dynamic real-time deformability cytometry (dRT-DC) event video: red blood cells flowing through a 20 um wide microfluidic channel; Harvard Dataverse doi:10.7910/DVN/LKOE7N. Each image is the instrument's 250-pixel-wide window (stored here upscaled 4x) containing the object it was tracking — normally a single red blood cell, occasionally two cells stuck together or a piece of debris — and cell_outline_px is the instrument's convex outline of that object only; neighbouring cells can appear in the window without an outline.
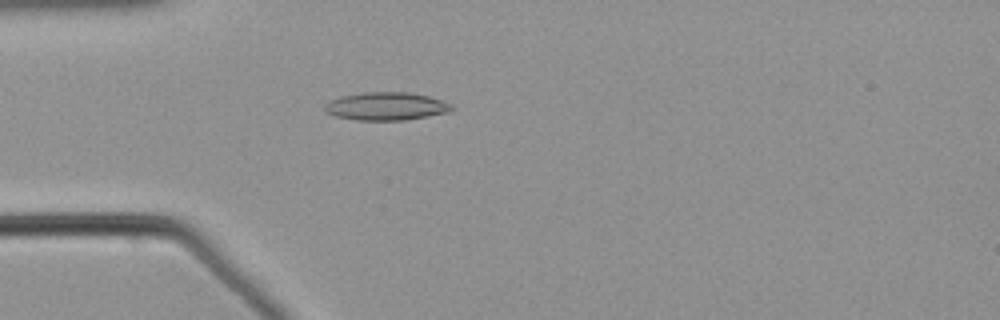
{"species": "common noctule bat (a hibernating species)", "species_latin": "Nyctalus noctula", "temperature_condition": "warm", "stored_images_in_passage": 44, "camera_frame_rate_fps": 3000, "um_per_image_px": 0.085, "animal": {"sex": "male", "body_mass_g": 21.5, "forearm_length_mm": 52.0}, "frame": {"image": 1, "passage_image": 5, "time_ms": 1.333, "image_size_px": [1000, 320], "cell_outline_px": [[456, 108], [452, 112], [404, 120], [356, 120], [336, 116], [324, 112], [324, 104], [340, 96], [364, 92], [408, 92], [428, 96], [452, 104]], "centroid_in_image_um": [32.85, 9.03], "position_along_channel_um": 52.2, "area_um2": 20.87}}
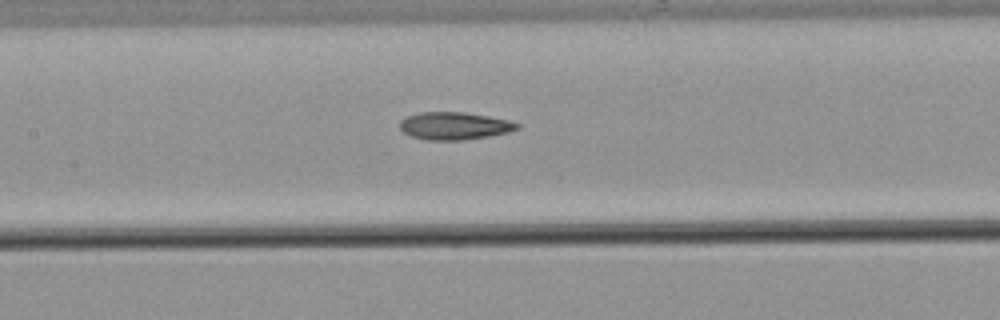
{"frame": {"image": 2, "passage_image": 15, "time_ms": 4.667, "image_size_px": [1000, 320], "cell_outline_px": [[520, 128], [508, 132], [488, 136], [464, 140], [428, 140], [412, 136], [404, 132], [400, 128], [400, 120], [408, 116], [420, 112], [464, 112], [488, 116], [508, 120], [520, 124]], "centroid_in_image_um": [38.63, 10.69], "position_along_channel_um": 168.8, "area_um2": 18.73}}
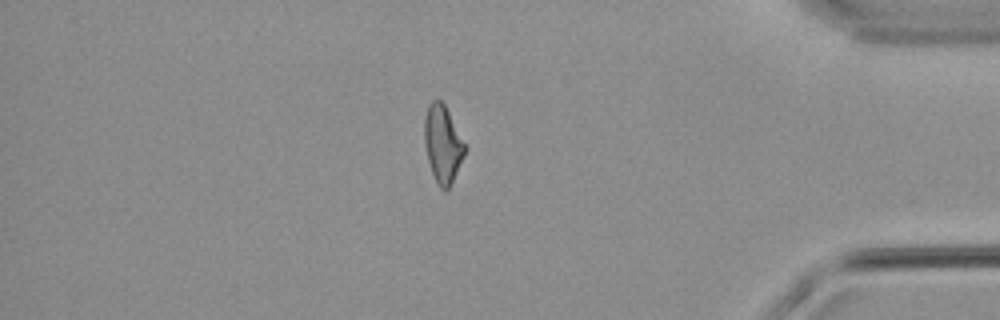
{"frame": {"image": 3, "passage_image": 36, "time_ms": 11.667, "image_size_px": [1000, 320], "cell_outline_px": [[464, 156], [448, 188], [444, 192], [440, 188], [432, 172], [428, 160], [424, 144], [424, 116], [428, 104], [432, 100], [440, 100], [444, 104], [464, 144]], "centroid_in_image_um": [37.58, 12.22], "position_along_channel_um": 397.6, "area_um2": 17.69}}